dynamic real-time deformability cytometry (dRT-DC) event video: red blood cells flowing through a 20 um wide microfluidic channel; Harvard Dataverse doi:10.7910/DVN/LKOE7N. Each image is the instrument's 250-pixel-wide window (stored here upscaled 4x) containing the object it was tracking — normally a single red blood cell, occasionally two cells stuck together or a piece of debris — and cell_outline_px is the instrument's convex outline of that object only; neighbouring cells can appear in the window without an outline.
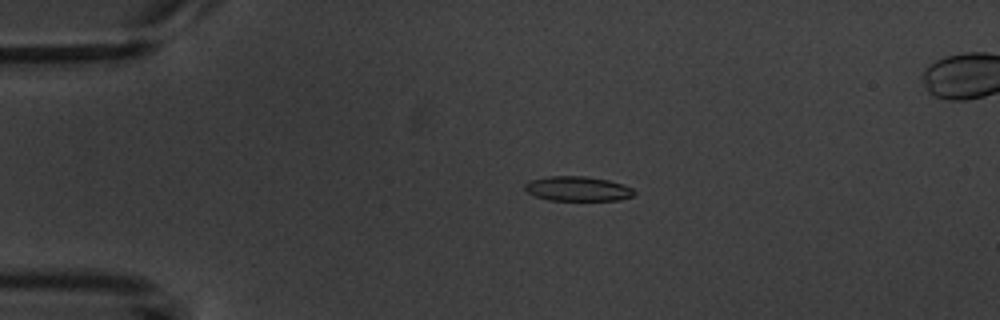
{"species": "common noctule bat (a hibernating species)", "species_latin": "Nyctalus noctula", "temperature_condition": "warm", "stored_images_in_passage": 5, "segment_of_instrument_passage": [1, 2], "camera_frame_rate_fps": 3000, "um_per_image_px": 0.085, "animal": {"sex": "male", "body_mass_g": 20.1, "forearm_length_mm": 53.5}, "frame": {"image": 1, "passage_image": 3, "time_ms": 2.333, "image_size_px": [1000, 320], "cell_outline_px": [[636, 192], [632, 196], [620, 200], [548, 200], [532, 196], [524, 188], [524, 184], [528, 180], [552, 176], [584, 176], [608, 180], [624, 184], [632, 188]], "centroid_in_image_um": [49.08, 16.04], "position_along_channel_um": 35.9, "area_um2": 15.84}}